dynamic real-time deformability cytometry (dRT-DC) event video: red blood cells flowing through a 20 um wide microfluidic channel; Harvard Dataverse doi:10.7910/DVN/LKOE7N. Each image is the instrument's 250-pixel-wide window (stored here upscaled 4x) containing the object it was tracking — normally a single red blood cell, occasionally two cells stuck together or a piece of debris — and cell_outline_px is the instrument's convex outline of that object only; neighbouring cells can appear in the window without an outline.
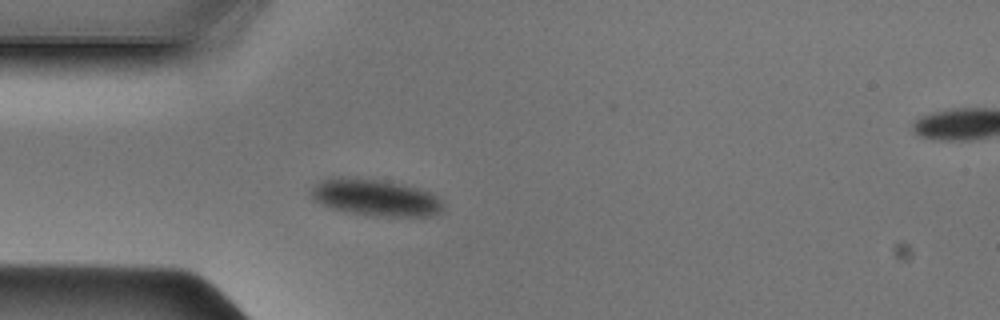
{"species": "Egyptian fruit bat (a non-hibernating species)", "species_latin": "Rousettus aegyptiacus", "temperature_condition": "cold", "stored_images_in_passage": 36, "camera_frame_rate_fps": 3000, "um_per_image_px": 0.085, "animal": {"sex": "male"}, "frame": {"image": 1, "passage_image": 1, "time_ms": 0.0, "image_size_px": [1000, 320], "cell_outline_px": [[444, 208], [440, 212], [432, 216], [368, 216], [348, 212], [332, 208], [316, 200], [312, 196], [312, 188], [316, 184], [324, 180], [340, 176], [344, 176], [376, 180], [416, 188], [428, 192], [436, 196], [444, 204]], "centroid_in_image_um": [31.93, 16.81], "position_along_channel_um": 53.1, "area_um2": 27.69}}
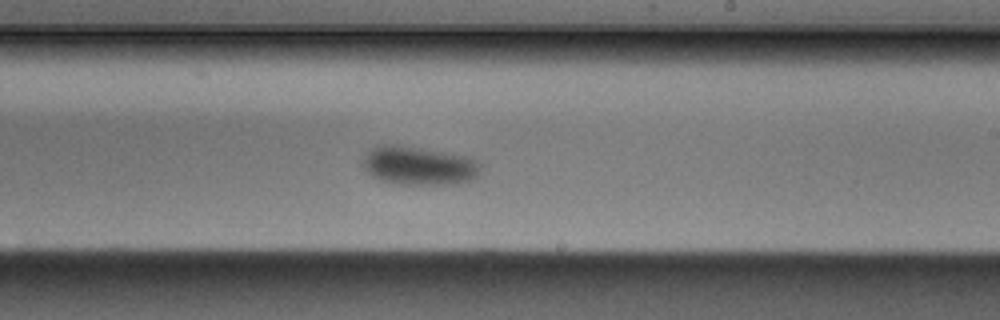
{"frame": {"image": 2, "passage_image": 16, "time_ms": 5.0, "image_size_px": [1000, 320], "cell_outline_px": [[480, 172], [472, 180], [456, 184], [404, 184], [380, 180], [372, 176], [364, 168], [364, 156], [376, 144], [396, 144], [468, 156], [476, 160], [480, 164]], "centroid_in_image_um": [35.61, 14.07], "position_along_channel_um": 253.4, "area_um2": 26.47}}
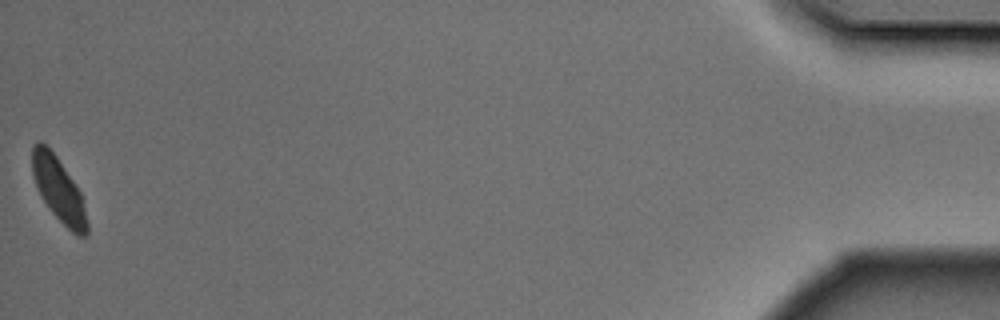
{"frame": {"image": 3, "passage_image": 36, "time_ms": 11.667, "image_size_px": [1000, 320], "cell_outline_px": [[88, 236], [80, 236], [72, 232], [52, 212], [44, 200], [36, 184], [32, 172], [32, 144], [36, 140], [40, 140], [48, 144], [80, 192], [88, 224]], "centroid_in_image_um": [4.96, 16.06], "position_along_channel_um": 430.2, "area_um2": 20.17}}